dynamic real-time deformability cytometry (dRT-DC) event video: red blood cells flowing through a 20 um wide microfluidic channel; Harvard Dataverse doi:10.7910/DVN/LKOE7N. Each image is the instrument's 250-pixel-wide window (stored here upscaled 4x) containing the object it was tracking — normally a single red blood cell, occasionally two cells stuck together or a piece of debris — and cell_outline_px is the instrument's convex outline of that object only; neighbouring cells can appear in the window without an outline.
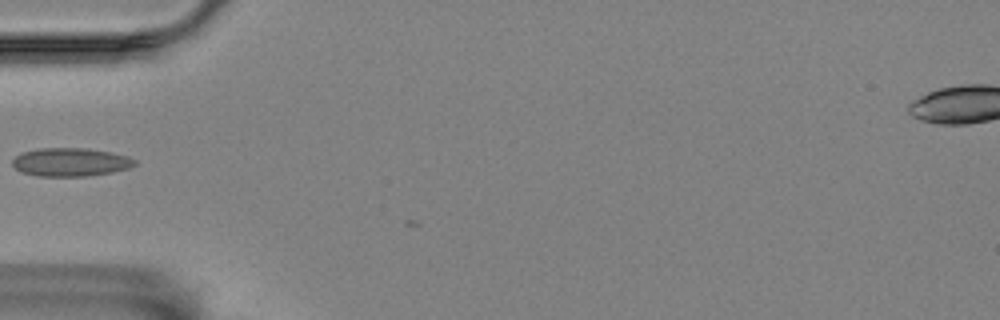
{"species": "Egyptian fruit bat (a non-hibernating species)", "species_latin": "Rousettus aegyptiacus", "temperature_condition": "room temperature", "stored_images_in_passage": 2, "camera_frame_rate_fps": 3000, "um_per_image_px": 0.085, "animal": {"sex": "female"}, "frame": {"image": 1, "passage_image": 1, "time_ms": 0.0, "image_size_px": [1000, 320], "cell_outline_px": [[136, 164], [128, 168], [112, 172], [84, 176], [36, 176], [20, 172], [12, 164], [12, 160], [16, 156], [24, 152], [40, 148], [88, 148], [128, 156], [136, 160]], "centroid_in_image_um": [5.98, 13.78], "position_along_channel_um": 79.0, "area_um2": 20.11}}